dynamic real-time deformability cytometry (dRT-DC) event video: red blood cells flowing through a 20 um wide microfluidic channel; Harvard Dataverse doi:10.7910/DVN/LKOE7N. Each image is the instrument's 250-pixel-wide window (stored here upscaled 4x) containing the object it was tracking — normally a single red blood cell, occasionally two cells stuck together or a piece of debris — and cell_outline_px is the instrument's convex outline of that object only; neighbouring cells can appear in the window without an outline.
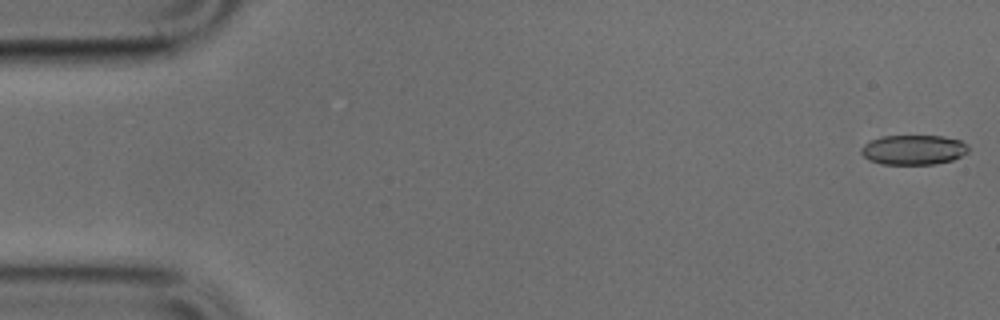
{"species": "common noctule bat (a hibernating species)", "species_latin": "Nyctalus noctula", "temperature_condition": "cold", "stored_images_in_passage": 50, "camera_frame_rate_fps": 3000, "um_per_image_px": 0.085, "animal": {"sex": "male", "body_mass_g": 17.9, "forearm_length_mm": 54.2}, "frame": {"image": 1, "passage_image": 1, "time_ms": 0.0, "image_size_px": [1000, 320], "cell_outline_px": [[968, 152], [952, 160], [936, 164], [880, 164], [868, 160], [860, 152], [860, 148], [868, 140], [880, 136], [944, 136], [960, 140], [968, 144]], "centroid_in_image_um": [77.61, 12.73], "position_along_channel_um": 7.4, "area_um2": 18.84}}
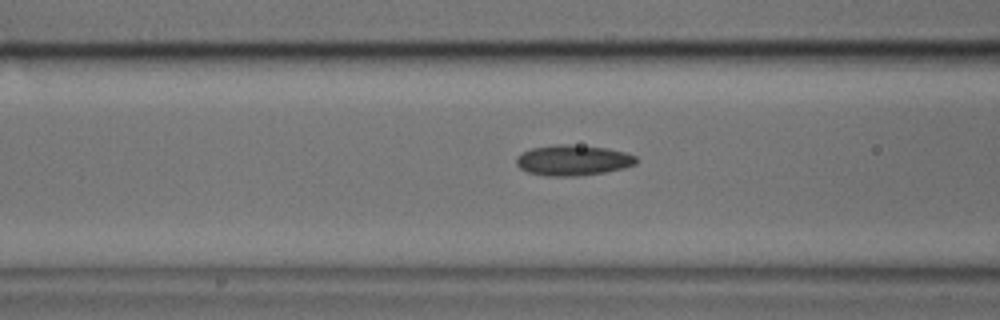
{"frame": {"image": 2, "passage_image": 19, "time_ms": 6.0, "image_size_px": [1000, 320], "cell_outline_px": [[636, 164], [624, 168], [604, 172], [580, 176], [548, 176], [528, 172], [520, 168], [516, 164], [516, 156], [532, 148], [552, 144], [568, 144], [608, 148], [624, 152], [636, 156]], "centroid_in_image_um": [48.69, 13.62], "position_along_channel_um": 117.9, "area_um2": 21.39}}
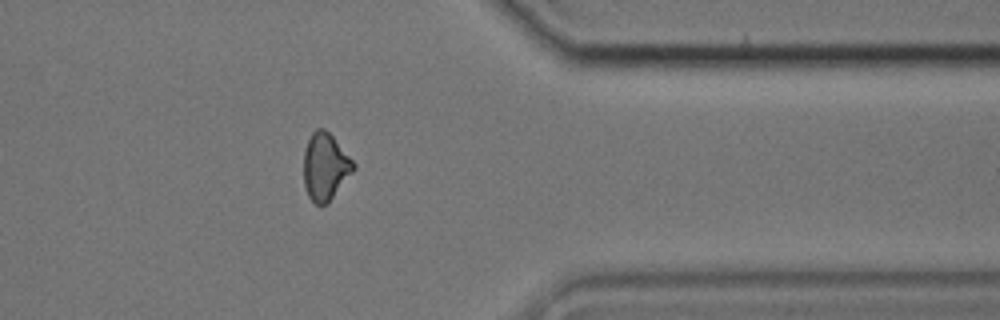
{"frame": {"image": 3, "passage_image": 40, "time_ms": 13.0, "image_size_px": [1000, 320], "cell_outline_px": [[356, 168], [328, 204], [320, 208], [308, 196], [304, 184], [304, 148], [312, 132], [316, 128], [324, 128], [332, 136], [356, 164]], "centroid_in_image_um": [27.64, 14.2], "position_along_channel_um": 383.8, "area_um2": 19.65}}